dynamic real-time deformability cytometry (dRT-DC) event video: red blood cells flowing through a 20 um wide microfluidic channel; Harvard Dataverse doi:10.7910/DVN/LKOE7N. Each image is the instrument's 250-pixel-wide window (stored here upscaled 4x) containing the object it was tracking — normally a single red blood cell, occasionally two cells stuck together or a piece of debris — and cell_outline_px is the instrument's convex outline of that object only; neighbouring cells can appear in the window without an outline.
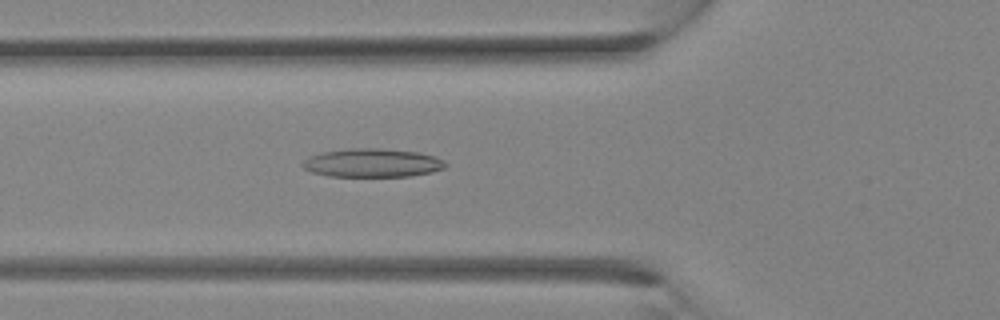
{"species": "Egyptian fruit bat (a non-hibernating species)", "species_latin": "Rousettus aegyptiacus", "temperature_condition": "room temperature", "stored_images_in_passage": 12, "camera_frame_rate_fps": 3000, "um_per_image_px": 0.085, "animal": {"sex": "female"}, "frame": {"image": 1, "passage_image": 4, "time_ms": 1.0, "image_size_px": [1000, 320], "cell_outline_px": [[448, 164], [444, 168], [432, 172], [412, 176], [328, 176], [312, 172], [304, 168], [304, 160], [308, 156], [324, 152], [352, 148], [380, 148], [420, 152], [444, 160]], "centroid_in_image_um": [31.69, 13.84], "position_along_channel_um": 94.1, "area_um2": 23.7}}
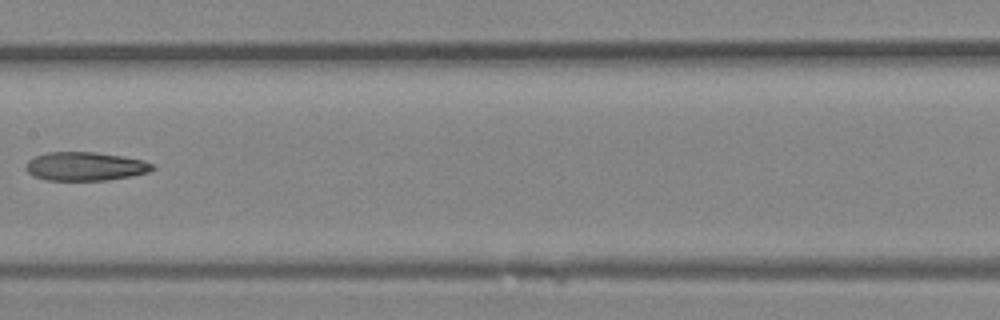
{"frame": {"image": 2, "passage_image": 9, "time_ms": 2.667, "image_size_px": [1000, 320], "cell_outline_px": [[156, 168], [148, 172], [132, 176], [108, 180], [48, 180], [32, 176], [28, 172], [28, 160], [36, 156], [48, 152], [96, 152], [144, 160], [152, 164]], "centroid_in_image_um": [7.28, 14.14], "position_along_channel_um": 200.1, "area_um2": 20.98}}
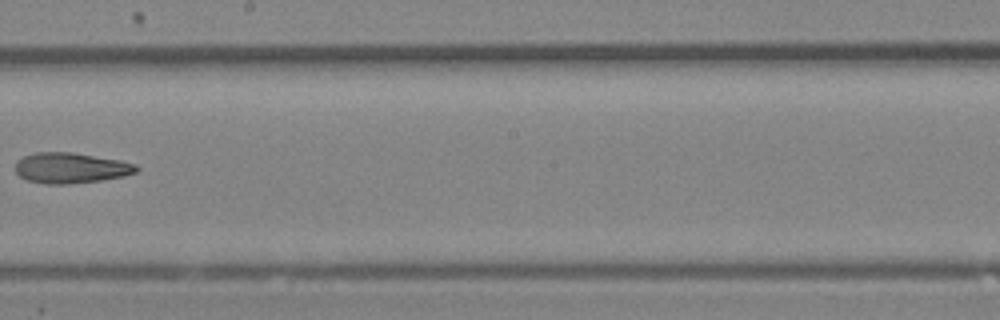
{"frame": {"image": 3, "passage_image": 11, "time_ms": 3.333, "image_size_px": [1000, 320], "cell_outline_px": [[140, 168], [136, 172], [124, 176], [100, 180], [68, 184], [48, 184], [28, 180], [20, 176], [16, 172], [16, 160], [24, 156], [36, 152], [72, 152], [120, 160], [136, 164]], "centroid_in_image_um": [6.03, 14.27], "position_along_channel_um": 242.2, "area_um2": 21.5}}